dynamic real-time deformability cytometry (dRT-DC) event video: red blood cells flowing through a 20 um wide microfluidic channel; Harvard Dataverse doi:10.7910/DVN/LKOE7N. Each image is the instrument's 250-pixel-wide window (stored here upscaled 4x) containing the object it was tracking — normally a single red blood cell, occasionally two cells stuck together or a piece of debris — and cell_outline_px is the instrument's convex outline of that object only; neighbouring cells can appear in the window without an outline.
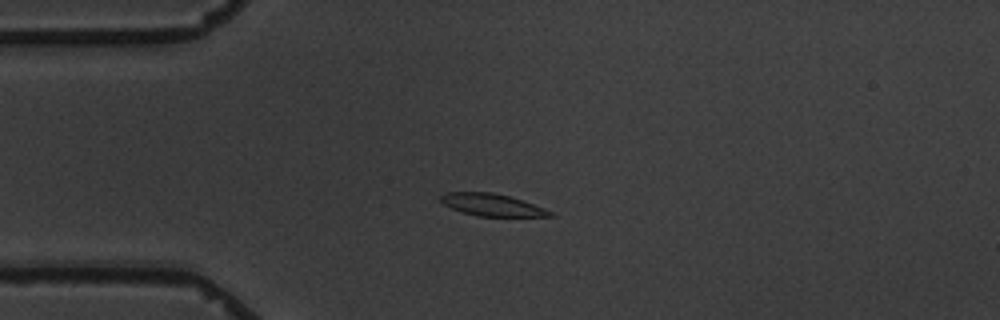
{"species": "common noctule bat (a hibernating species)", "species_latin": "Nyctalus noctula", "temperature_condition": "warm", "stored_images_in_passage": 6, "camera_frame_rate_fps": 3000, "um_per_image_px": 0.085, "animal": {"sex": "male", "body_mass_g": 19.5, "forearm_length_mm": 54.6}, "frame": {"image": 1, "passage_image": 3, "time_ms": 3.333, "image_size_px": [1000, 320], "cell_outline_px": [[556, 216], [476, 216], [460, 212], [444, 204], [440, 200], [440, 196], [448, 192], [492, 192], [508, 196], [544, 208], [552, 212]], "centroid_in_image_um": [41.78, 17.42], "position_along_channel_um": 43.2, "area_um2": 13.93}}
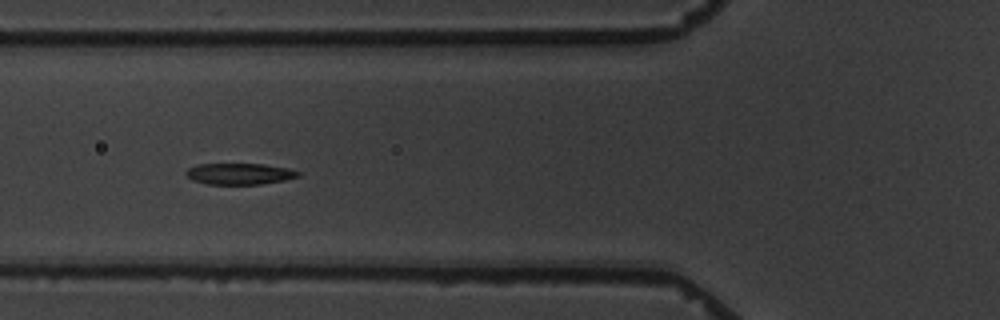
{"frame": {"image": 2, "passage_image": 5, "time_ms": 5.667, "image_size_px": [1000, 320], "cell_outline_px": [[300, 176], [284, 180], [260, 184], [208, 184], [192, 180], [184, 172], [188, 168], [196, 164], [264, 164], [288, 168], [300, 172]], "centroid_in_image_um": [20.35, 14.77], "position_along_channel_um": 105.5, "area_um2": 13.87}}
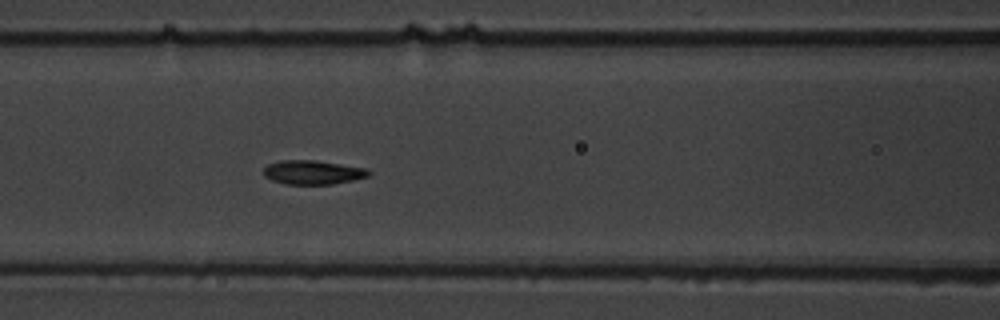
{"frame": {"image": 3, "passage_image": 6, "time_ms": 6.667, "image_size_px": [1000, 320], "cell_outline_px": [[372, 172], [368, 176], [352, 180], [332, 184], [284, 184], [272, 180], [264, 176], [264, 168], [268, 164], [280, 160], [316, 160], [368, 168]], "centroid_in_image_um": [26.6, 14.64], "position_along_channel_um": 140.0, "area_um2": 14.8}}